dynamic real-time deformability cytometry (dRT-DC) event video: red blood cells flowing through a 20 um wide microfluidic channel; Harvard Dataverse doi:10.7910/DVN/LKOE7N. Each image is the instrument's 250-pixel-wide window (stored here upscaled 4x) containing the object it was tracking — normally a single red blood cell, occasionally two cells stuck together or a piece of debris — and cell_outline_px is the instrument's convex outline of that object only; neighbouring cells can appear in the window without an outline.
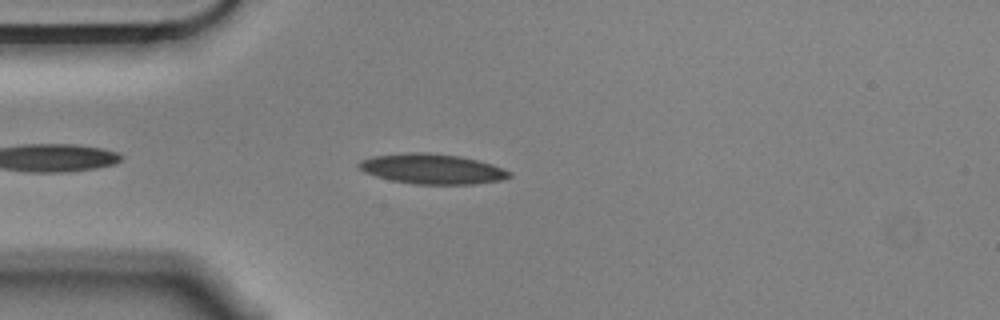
{"species": "Egyptian fruit bat (a non-hibernating species)", "species_latin": "Rousettus aegyptiacus", "temperature_condition": "cold", "stored_images_in_passage": 31, "camera_frame_rate_fps": 3000, "um_per_image_px": 0.085, "animal": {"sex": "male"}, "frame": {"image": 1, "passage_image": 5, "time_ms": 1.333, "image_size_px": [1000, 320], "cell_outline_px": [[512, 176], [500, 180], [476, 184], [412, 184], [392, 180], [376, 176], [364, 172], [356, 164], [360, 160], [372, 156], [408, 152], [428, 152], [460, 156], [492, 164], [512, 172]], "centroid_in_image_um": [36.72, 14.35], "position_along_channel_um": 48.3, "area_um2": 26.47}}
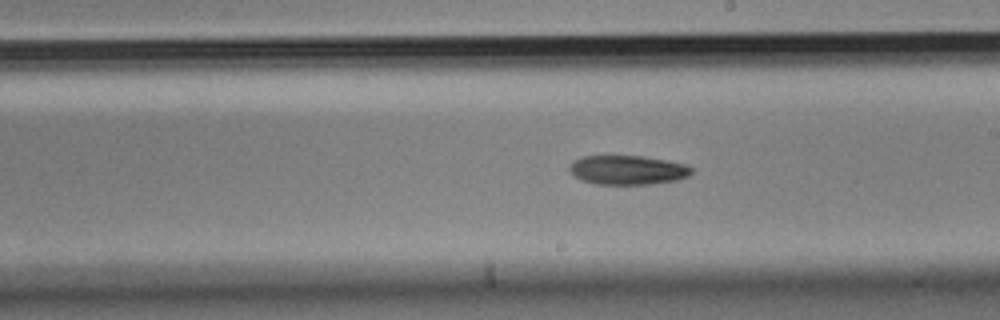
{"frame": {"image": 2, "passage_image": 18, "time_ms": 5.667, "image_size_px": [1000, 320], "cell_outline_px": [[692, 172], [688, 176], [676, 180], [652, 184], [596, 184], [580, 180], [568, 168], [576, 160], [584, 156], [644, 156], [668, 160], [688, 164], [692, 168]], "centroid_in_image_um": [53.41, 14.45], "position_along_channel_um": 235.6, "area_um2": 20.75}}
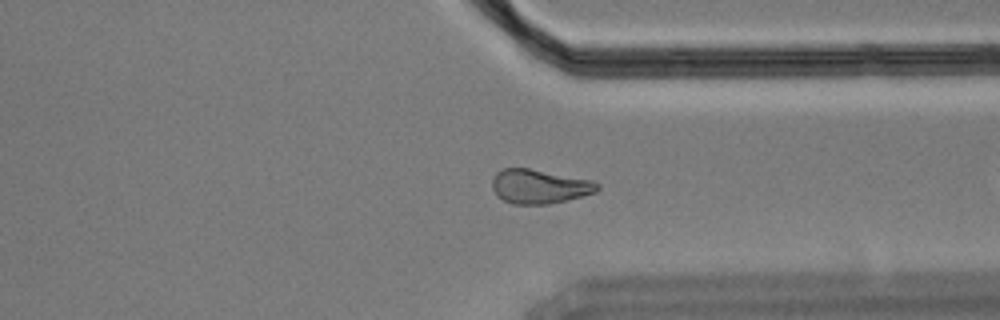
{"frame": {"image": 3, "passage_image": 29, "time_ms": 9.333, "image_size_px": [1000, 320], "cell_outline_px": [[600, 188], [596, 192], [548, 204], [512, 204], [496, 196], [492, 188], [492, 180], [496, 172], [504, 168], [528, 168], [592, 180], [600, 184]], "centroid_in_image_um": [45.82, 15.84], "position_along_channel_um": 365.6, "area_um2": 20.87}}